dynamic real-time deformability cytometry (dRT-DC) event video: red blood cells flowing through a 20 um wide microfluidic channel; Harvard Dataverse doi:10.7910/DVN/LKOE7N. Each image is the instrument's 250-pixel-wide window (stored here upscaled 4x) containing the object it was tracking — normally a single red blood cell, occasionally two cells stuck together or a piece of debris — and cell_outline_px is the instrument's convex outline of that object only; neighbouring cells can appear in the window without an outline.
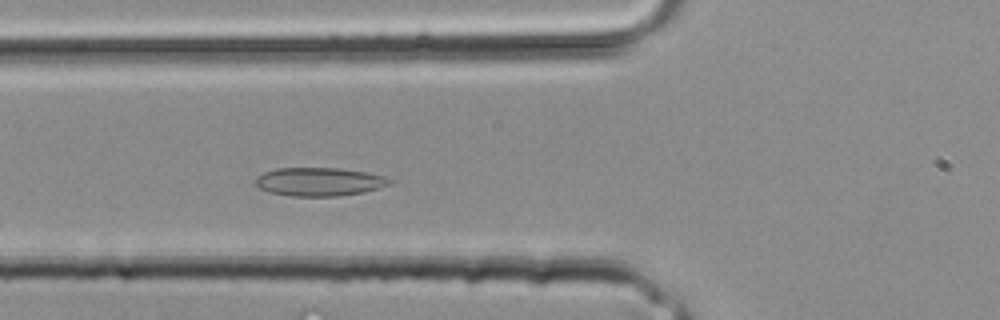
{"species": "common noctule bat (a hibernating species)", "species_latin": "Nyctalus noctula", "temperature_condition": "room temperature", "stored_images_in_passage": 30, "camera_frame_rate_fps": 3000, "um_per_image_px": 0.085, "animal": {"sex": "male", "body_mass_g": 20.4}, "frame": {"image": 1, "passage_image": 9, "time_ms": 2.667, "image_size_px": [1000, 320], "cell_outline_px": [[396, 180], [392, 184], [380, 188], [364, 192], [336, 196], [292, 196], [268, 192], [260, 188], [256, 184], [256, 180], [264, 172], [276, 168], [340, 168], [364, 172], [384, 176]], "centroid_in_image_um": [27.2, 15.45], "position_along_channel_um": 98.6, "area_um2": 22.25}}
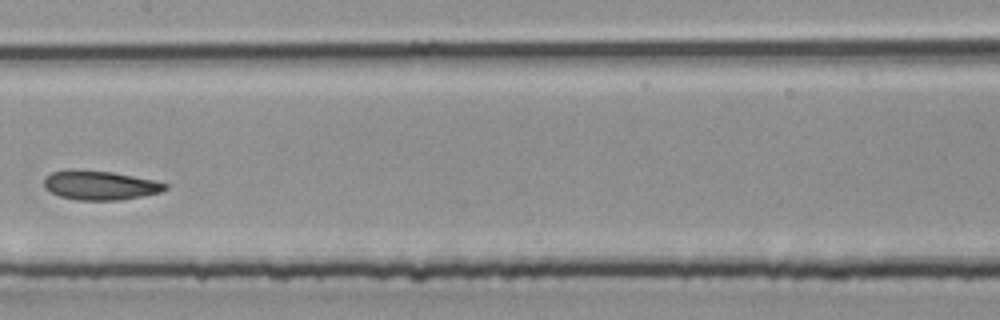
{"frame": {"image": 2, "passage_image": 14, "time_ms": 4.333, "image_size_px": [1000, 320], "cell_outline_px": [[168, 188], [160, 192], [120, 200], [76, 200], [60, 196], [44, 188], [44, 176], [52, 172], [112, 172], [152, 180], [168, 184]], "centroid_in_image_um": [8.52, 15.79], "position_along_channel_um": 198.9, "area_um2": 19.77}}
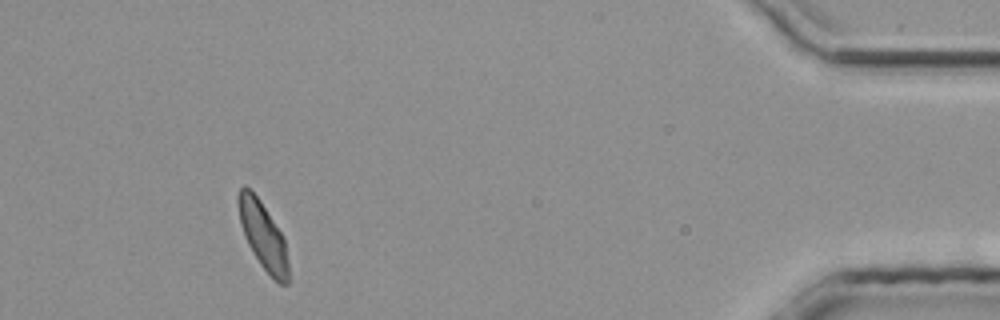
{"frame": {"image": 3, "passage_image": 28, "time_ms": 9.0, "image_size_px": [1000, 320], "cell_outline_px": [[288, 284], [280, 284], [260, 264], [252, 252], [244, 236], [240, 224], [236, 200], [240, 188], [244, 184], [260, 200], [280, 232], [284, 240], [288, 260]], "centroid_in_image_um": [22.32, 20.0], "position_along_channel_um": 412.9, "area_um2": 19.36}}